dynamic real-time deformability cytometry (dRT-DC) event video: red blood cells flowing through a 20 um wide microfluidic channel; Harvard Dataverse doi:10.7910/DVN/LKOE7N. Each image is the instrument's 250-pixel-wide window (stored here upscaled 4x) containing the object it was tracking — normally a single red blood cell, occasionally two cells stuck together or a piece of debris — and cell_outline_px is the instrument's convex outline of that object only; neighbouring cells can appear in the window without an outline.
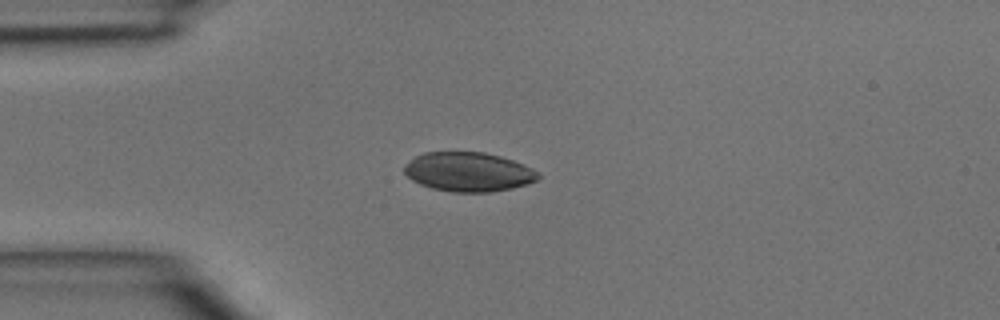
{"species": "common noctule bat (a hibernating species)", "species_latin": "Nyctalus noctula", "temperature_condition": "room temperature", "stored_images_in_passage": 3, "camera_frame_rate_fps": 3000, "um_per_image_px": 0.085, "animal": {"sex": "male", "body_mass_g": 15.6}, "frame": {"image": 1, "passage_image": 3, "time_ms": 0.667, "image_size_px": [1000, 320], "cell_outline_px": [[540, 176], [536, 180], [528, 184], [512, 188], [488, 192], [452, 192], [432, 188], [420, 184], [412, 180], [404, 172], [404, 164], [416, 156], [424, 152], [484, 152], [500, 156], [512, 160], [532, 168]], "centroid_in_image_um": [39.79, 14.61], "position_along_channel_um": 45.2, "area_um2": 30.52}}